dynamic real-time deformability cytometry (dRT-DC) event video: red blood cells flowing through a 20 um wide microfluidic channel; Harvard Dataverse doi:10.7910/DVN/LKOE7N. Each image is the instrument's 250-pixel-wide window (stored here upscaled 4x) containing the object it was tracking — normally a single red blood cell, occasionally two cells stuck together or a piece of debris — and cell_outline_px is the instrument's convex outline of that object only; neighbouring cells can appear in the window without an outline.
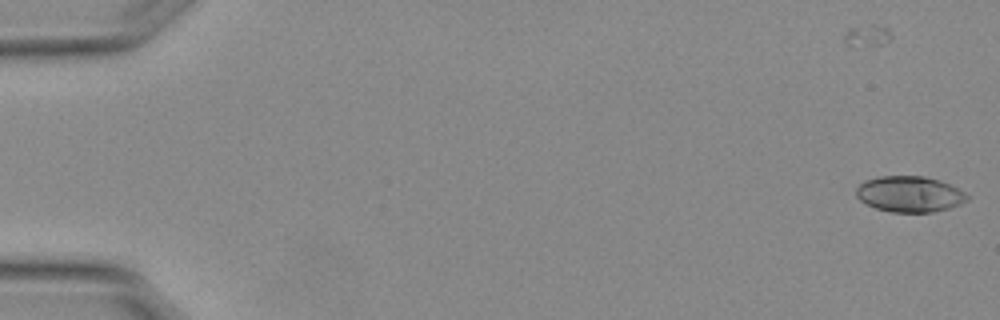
{"species": "Egyptian fruit bat (a non-hibernating species)", "species_latin": "Rousettus aegyptiacus", "temperature_condition": "warm", "stored_images_in_passage": 5, "camera_frame_rate_fps": 3000, "um_per_image_px": 0.085, "animal": {"sex": "female"}, "frame": {"image": 1, "passage_image": 5, "time_ms": 1.333, "image_size_px": [1000, 320], "cell_outline_px": [[968, 200], [960, 204], [948, 208], [932, 212], [892, 212], [876, 208], [860, 200], [856, 196], [856, 188], [864, 180], [880, 176], [924, 176], [940, 180], [964, 192], [968, 196]], "centroid_in_image_um": [77.29, 16.49], "position_along_channel_um": 7.7, "area_um2": 23.06}}